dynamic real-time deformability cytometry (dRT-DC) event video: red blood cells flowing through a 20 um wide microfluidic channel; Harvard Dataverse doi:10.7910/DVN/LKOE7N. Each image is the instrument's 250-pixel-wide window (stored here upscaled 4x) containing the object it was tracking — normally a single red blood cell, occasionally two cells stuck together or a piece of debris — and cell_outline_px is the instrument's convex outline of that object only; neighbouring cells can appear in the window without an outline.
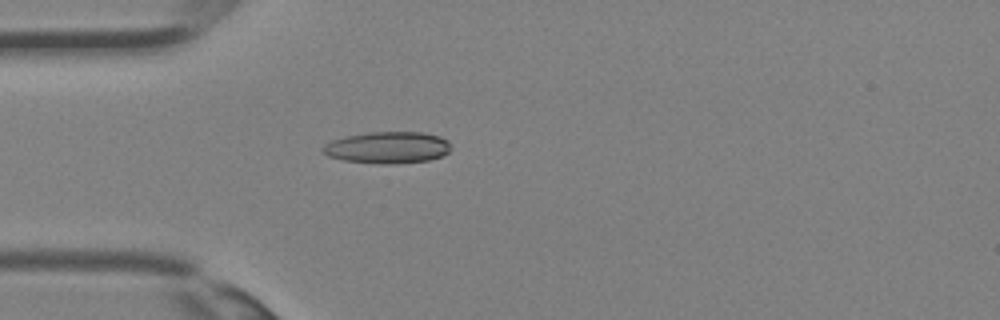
{"species": "Egyptian fruit bat (a non-hibernating species)", "species_latin": "Rousettus aegyptiacus", "temperature_condition": "room temperature", "stored_images_in_passage": 36, "camera_frame_rate_fps": 3000, "um_per_image_px": 0.085, "animal": {"sex": "female"}, "frame": {"image": 1, "passage_image": 11, "time_ms": 3.333, "image_size_px": [1000, 320], "cell_outline_px": [[452, 148], [444, 156], [428, 160], [392, 164], [380, 164], [344, 160], [328, 156], [320, 148], [324, 144], [332, 140], [344, 136], [368, 132], [424, 132], [440, 136], [448, 140]], "centroid_in_image_um": [32.96, 12.53], "position_along_channel_um": 52.0, "area_um2": 23.93}}
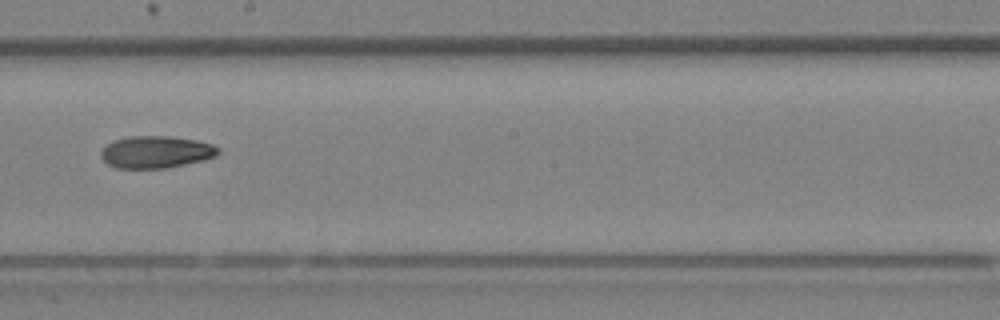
{"frame": {"image": 2, "passage_image": 21, "time_ms": 6.667, "image_size_px": [1000, 320], "cell_outline_px": [[220, 152], [216, 156], [204, 160], [168, 168], [116, 168], [108, 164], [100, 156], [100, 152], [112, 140], [128, 136], [168, 136], [196, 140], [212, 144], [220, 148]], "centroid_in_image_um": [13.27, 12.92], "position_along_channel_um": 234.9, "area_um2": 22.08}}
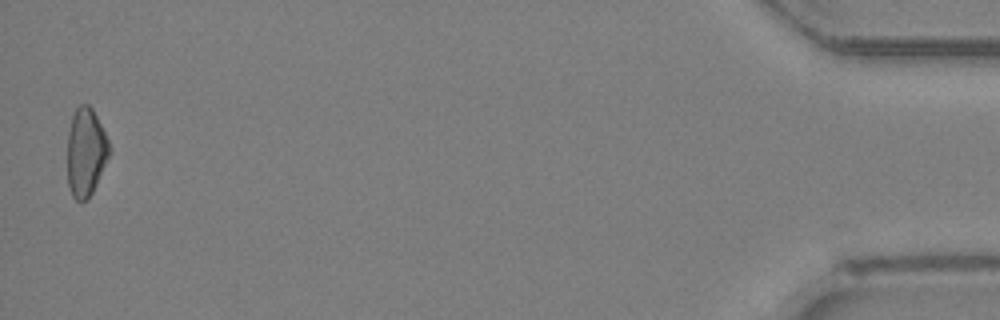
{"frame": {"image": 3, "passage_image": 36, "time_ms": 11.667, "image_size_px": [1000, 320], "cell_outline_px": [[112, 152], [88, 200], [80, 204], [72, 196], [68, 184], [68, 132], [72, 116], [76, 108], [80, 104], [88, 104], [92, 108], [112, 148]], "centroid_in_image_um": [7.31, 12.97], "position_along_channel_um": 427.9, "area_um2": 21.79}}